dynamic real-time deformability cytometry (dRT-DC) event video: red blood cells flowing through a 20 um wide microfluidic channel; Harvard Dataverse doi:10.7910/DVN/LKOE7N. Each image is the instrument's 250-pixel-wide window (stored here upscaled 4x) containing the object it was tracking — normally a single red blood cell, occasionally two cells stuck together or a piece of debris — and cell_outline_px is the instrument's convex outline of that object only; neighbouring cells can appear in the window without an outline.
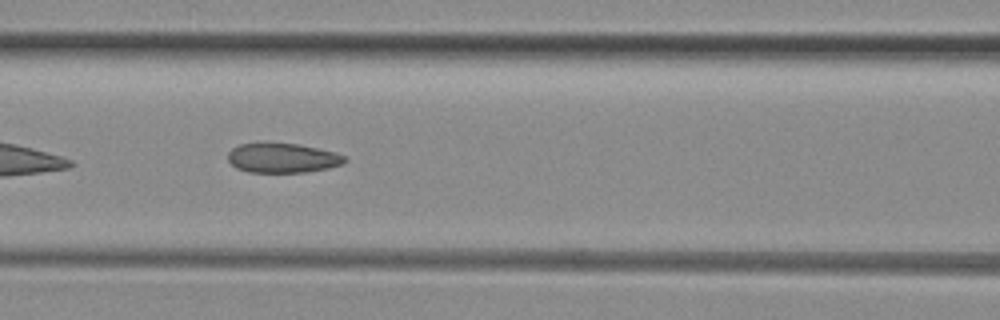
{"species": "common noctule bat (a hibernating species)", "species_latin": "Nyctalus noctula", "temperature_condition": "room temperature", "stored_images_in_passage": 17, "camera_frame_rate_fps": 3000, "um_per_image_px": 0.085, "animal": {"sex": "female", "body_mass_g": 29.2, "forearm_length_mm": 56.3}, "frame": {"image": 1, "passage_image": 12, "time_ms": 3.667, "image_size_px": [1000, 320], "cell_outline_px": [[348, 160], [344, 164], [328, 168], [308, 172], [248, 172], [236, 168], [228, 160], [228, 152], [232, 148], [240, 144], [296, 144], [336, 152], [344, 156]], "centroid_in_image_um": [24.04, 13.45], "position_along_channel_um": 142.6, "area_um2": 19.94}}
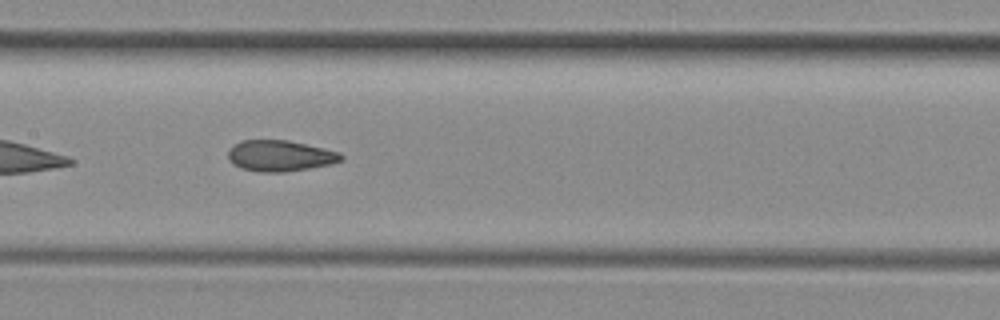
{"frame": {"image": 2, "passage_image": 15, "time_ms": 4.667, "image_size_px": [1000, 320], "cell_outline_px": [[344, 160], [332, 164], [284, 172], [260, 172], [240, 168], [232, 164], [228, 160], [228, 152], [240, 140], [288, 140], [324, 148], [340, 152], [344, 156]], "centroid_in_image_um": [23.82, 13.25], "position_along_channel_um": 183.6, "area_um2": 20.52}}